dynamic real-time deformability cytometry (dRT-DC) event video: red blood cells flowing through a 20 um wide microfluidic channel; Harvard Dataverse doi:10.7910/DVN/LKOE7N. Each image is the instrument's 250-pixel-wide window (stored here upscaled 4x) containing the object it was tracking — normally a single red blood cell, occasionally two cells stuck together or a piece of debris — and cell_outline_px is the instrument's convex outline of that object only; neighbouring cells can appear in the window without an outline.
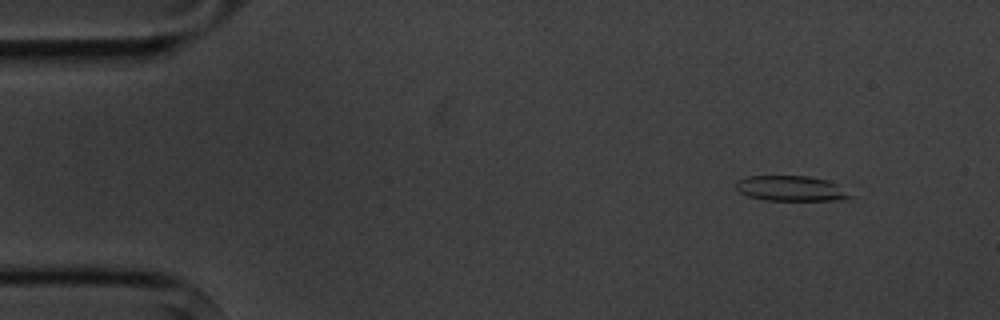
{"species": "common noctule bat (a hibernating species)", "species_latin": "Nyctalus noctula", "temperature_condition": "cold", "stored_images_in_passage": 3, "camera_frame_rate_fps": 3000, "um_per_image_px": 0.085, "animal": {"sex": "male", "body_mass_g": 20.1, "forearm_length_mm": 53.5}, "frame": {"image": 1, "passage_image": 1, "time_ms": 0.0, "image_size_px": [1000, 320], "cell_outline_px": [[852, 196], [836, 200], [764, 200], [748, 196], [740, 192], [732, 184], [736, 180], [748, 176], [808, 176], [828, 180]], "centroid_in_image_um": [67.1, 16.01], "position_along_channel_um": 17.9, "area_um2": 16.59}}